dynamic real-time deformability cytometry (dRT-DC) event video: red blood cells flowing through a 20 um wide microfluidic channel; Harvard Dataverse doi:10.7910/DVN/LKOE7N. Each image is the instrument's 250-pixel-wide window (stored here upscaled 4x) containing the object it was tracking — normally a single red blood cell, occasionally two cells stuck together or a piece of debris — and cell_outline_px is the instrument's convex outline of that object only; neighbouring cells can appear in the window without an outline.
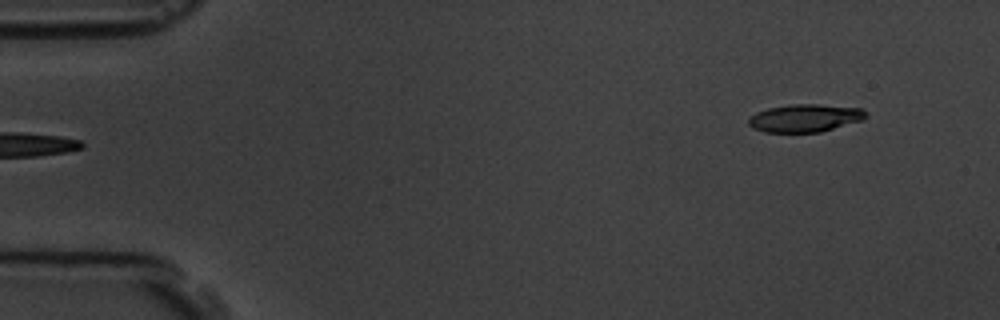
{"species": "common noctule bat (a hibernating species)", "species_latin": "Nyctalus noctula", "temperature_condition": "room temperature", "stored_images_in_passage": 6, "segment_of_instrument_passage": [2, 2], "camera_frame_rate_fps": 3000, "um_per_image_px": 0.085, "animal": {"sex": "male", "body_mass_g": 19.5, "forearm_length_mm": 54.6}, "frame": {"image": 1, "passage_image": 6, "time_ms": 5.667, "image_size_px": [1000, 320], "cell_outline_px": [[868, 116], [864, 120], [820, 132], [764, 132], [752, 128], [748, 124], [748, 116], [756, 112], [768, 108], [792, 104], [816, 104], [860, 108]], "centroid_in_image_um": [68.39, 10.04], "position_along_channel_um": 16.6, "area_um2": 19.07}}